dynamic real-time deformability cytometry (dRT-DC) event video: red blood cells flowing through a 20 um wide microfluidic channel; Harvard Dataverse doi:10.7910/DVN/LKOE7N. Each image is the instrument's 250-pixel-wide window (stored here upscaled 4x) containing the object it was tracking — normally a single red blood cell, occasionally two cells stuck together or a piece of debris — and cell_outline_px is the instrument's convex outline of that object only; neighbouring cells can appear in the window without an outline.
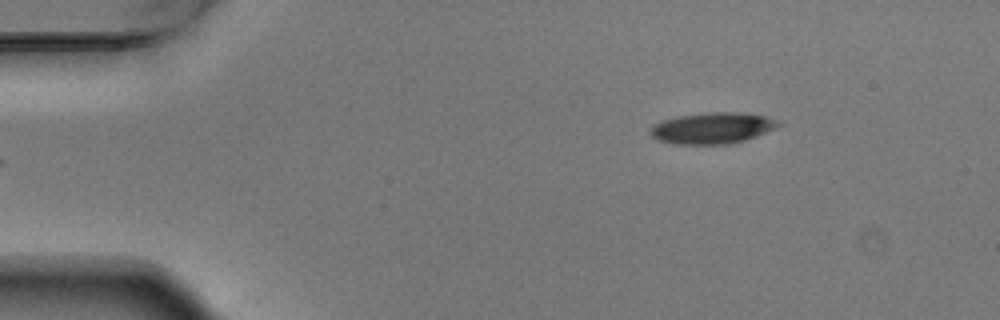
{"species": "Egyptian fruit bat (a non-hibernating species)", "species_latin": "Rousettus aegyptiacus", "temperature_condition": "warm", "stored_images_in_passage": 4, "camera_frame_rate_fps": 3000, "um_per_image_px": 0.085, "animal": {"sex": "male"}, "frame": {"image": 1, "passage_image": 4, "time_ms": 1.0, "image_size_px": [1000, 320], "cell_outline_px": [[784, 124], [756, 136], [744, 140], [728, 144], [672, 144], [660, 140], [652, 136], [648, 128], [664, 120], [676, 116], [708, 112], [732, 112], [764, 116], [780, 120]], "centroid_in_image_um": [60.56, 10.88], "position_along_channel_um": 24.4, "area_um2": 23.18}}